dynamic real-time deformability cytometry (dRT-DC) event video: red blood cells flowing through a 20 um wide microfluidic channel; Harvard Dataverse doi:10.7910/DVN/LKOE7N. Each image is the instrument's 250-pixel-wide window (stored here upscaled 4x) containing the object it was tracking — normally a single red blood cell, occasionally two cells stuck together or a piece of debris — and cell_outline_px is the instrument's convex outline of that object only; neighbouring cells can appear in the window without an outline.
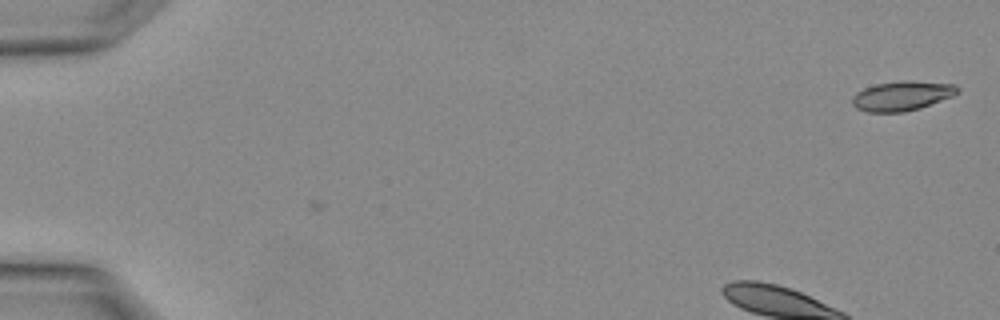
{"species": "Egyptian fruit bat (a non-hibernating species)", "species_latin": "Rousettus aegyptiacus", "temperature_condition": "warm", "stored_images_in_passage": 3, "camera_frame_rate_fps": 3000, "um_per_image_px": 0.085, "animal": {"sex": "female"}, "frame": {"image": 1, "passage_image": 1, "time_ms": 0.0, "image_size_px": [1000, 320], "cell_outline_px": [[960, 92], [952, 96], [920, 108], [904, 112], [868, 112], [856, 108], [852, 104], [852, 96], [856, 92], [864, 88], [876, 84], [904, 80], [912, 80], [956, 84], [960, 88]], "centroid_in_image_um": [76.68, 8.14], "position_along_channel_um": 8.3, "area_um2": 18.32}}